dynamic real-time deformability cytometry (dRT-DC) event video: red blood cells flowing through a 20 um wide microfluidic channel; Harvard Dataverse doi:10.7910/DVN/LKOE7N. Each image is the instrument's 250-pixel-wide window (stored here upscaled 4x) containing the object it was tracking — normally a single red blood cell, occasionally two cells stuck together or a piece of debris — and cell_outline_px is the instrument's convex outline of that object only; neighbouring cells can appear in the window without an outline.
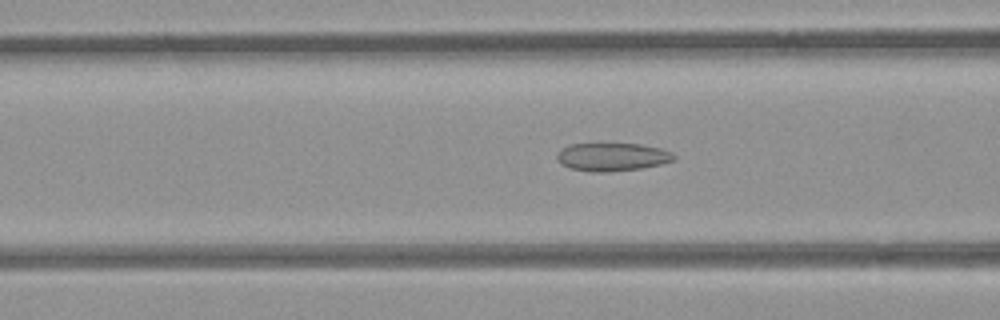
{"species": "common noctule bat (a hibernating species)", "species_latin": "Nyctalus noctula", "temperature_condition": "room temperature", "stored_images_in_passage": 52, "camera_frame_rate_fps": 3000, "um_per_image_px": 0.085, "animal": {"sex": "female", "body_mass_g": 21.9}, "frame": {"image": 1, "passage_image": 20, "time_ms": 6.333, "image_size_px": [1000, 320], "cell_outline_px": [[676, 160], [660, 164], [640, 168], [608, 172], [592, 172], [572, 168], [560, 164], [556, 160], [556, 156], [560, 148], [568, 144], [640, 144], [660, 148], [672, 152], [676, 156]], "centroid_in_image_um": [52.02, 13.33], "position_along_channel_um": 114.6, "area_um2": 19.25}}
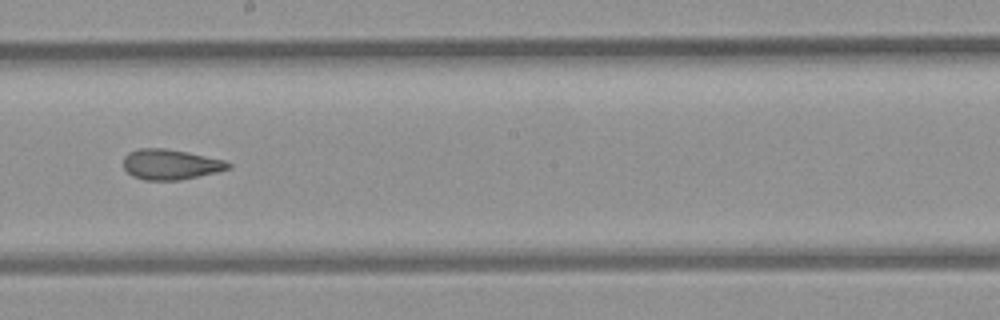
{"frame": {"image": 2, "passage_image": 29, "time_ms": 9.333, "image_size_px": [1000, 320], "cell_outline_px": [[232, 168], [216, 172], [180, 180], [144, 180], [132, 176], [124, 168], [124, 156], [128, 152], [140, 148], [164, 148], [188, 152], [224, 160], [232, 164]], "centroid_in_image_um": [14.49, 13.97], "position_along_channel_um": 233.7, "area_um2": 18.55}}
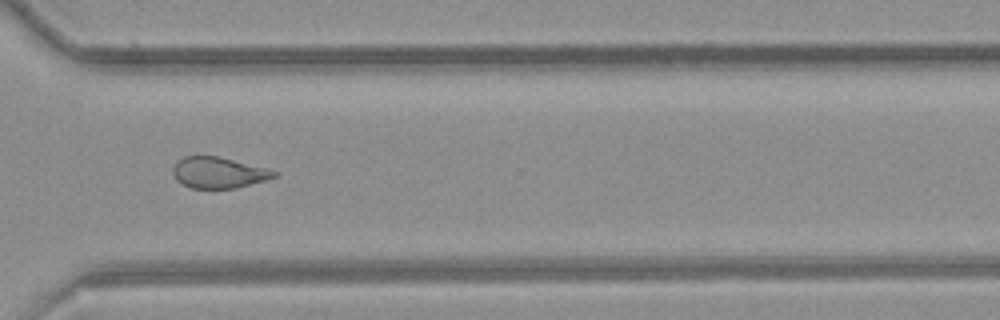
{"frame": {"image": 3, "passage_image": 38, "time_ms": 12.333, "image_size_px": [1000, 320], "cell_outline_px": [[276, 176], [264, 180], [236, 188], [192, 188], [176, 180], [172, 172], [172, 168], [184, 156], [216, 156], [268, 168], [276, 172]], "centroid_in_image_um": [18.56, 14.67], "position_along_channel_um": 352.0, "area_um2": 17.98}, "authors_computed_cell_mechanics": {"area_um2": 19.9699, "velocity_mm_per_s": 3.9601, "shape_relaxation_time_tau1_ms": null, "shape_relaxation_time_tau2_ms": 1.6332, "deformation_change_tau1": null, "deformation_change_tau2": 0.089}}